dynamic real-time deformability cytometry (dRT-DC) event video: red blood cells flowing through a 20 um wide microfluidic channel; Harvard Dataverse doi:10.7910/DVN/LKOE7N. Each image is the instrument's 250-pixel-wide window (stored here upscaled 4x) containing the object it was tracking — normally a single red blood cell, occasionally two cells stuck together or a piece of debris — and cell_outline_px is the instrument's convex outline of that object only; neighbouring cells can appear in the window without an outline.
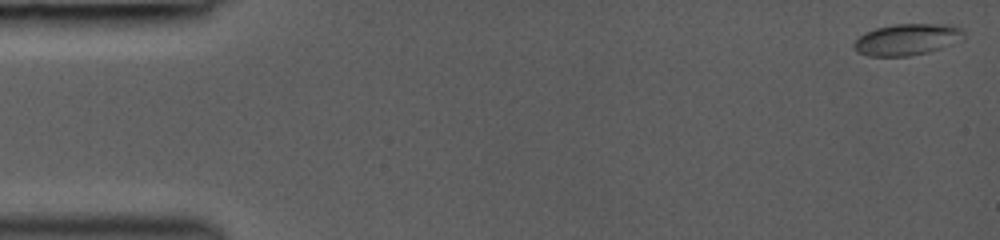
{"species": "common noctule bat (a hibernating species)", "species_latin": "Nyctalus noctula", "temperature_condition": "room temperature", "stored_images_in_passage": 40, "camera_frame_rate_fps": 3000, "um_per_image_px": 0.085, "animal": {"sex": "female", "body_mass_g": 19.0, "forearm_length_mm": 53.3}, "frame": {"image": 1, "passage_image": 1, "time_ms": 0.0, "image_size_px": [1000, 240], "cell_outline_px": [[964, 40], [928, 52], [908, 56], [868, 56], [856, 52], [852, 48], [852, 44], [864, 32], [876, 28], [896, 24], [948, 24], [964, 28]], "centroid_in_image_um": [77.11, 3.35], "position_along_channel_um": 7.9, "area_um2": 20.4}}
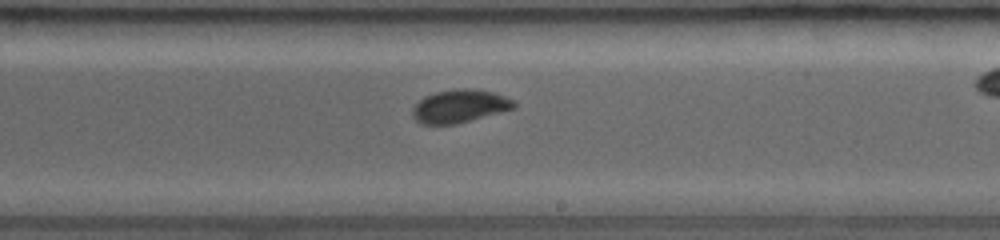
{"frame": {"image": 2, "passage_image": 28, "time_ms": 9.0, "image_size_px": [1000, 240], "cell_outline_px": [[516, 108], [456, 124], [420, 124], [412, 116], [412, 108], [424, 96], [436, 92], [456, 88], [476, 88], [492, 92], [516, 100]], "centroid_in_image_um": [39.09, 9.01], "position_along_channel_um": 249.9, "area_um2": 19.71}}
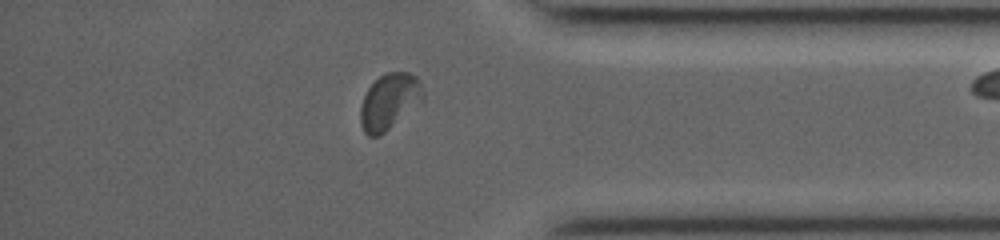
{"frame": {"image": 3, "passage_image": 39, "time_ms": 12.667, "image_size_px": [1000, 240], "cell_outline_px": [[424, 100], [380, 136], [368, 136], [364, 132], [360, 124], [360, 108], [364, 96], [368, 88], [380, 76], [388, 72], [408, 72], [416, 76], [424, 92]], "centroid_in_image_um": [33.09, 8.64], "position_along_channel_um": 402.1, "area_um2": 20.35}}